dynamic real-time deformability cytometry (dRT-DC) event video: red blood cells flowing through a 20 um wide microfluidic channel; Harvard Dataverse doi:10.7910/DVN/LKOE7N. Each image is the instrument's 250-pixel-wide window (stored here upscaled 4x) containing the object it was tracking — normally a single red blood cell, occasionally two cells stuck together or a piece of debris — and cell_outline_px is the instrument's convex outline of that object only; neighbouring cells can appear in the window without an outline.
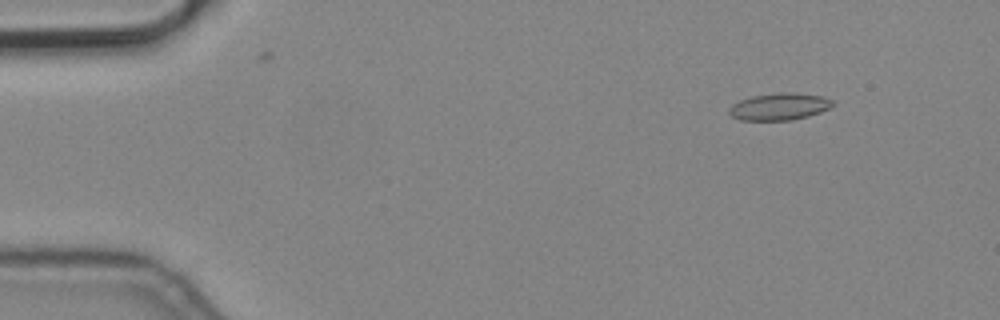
{"species": "common noctule bat (a hibernating species)", "species_latin": "Nyctalus noctula", "temperature_condition": "cold", "stored_images_in_passage": 6, "camera_frame_rate_fps": 3000, "um_per_image_px": 0.085, "animal": {"sex": "male", "body_mass_g": 19.2, "forearm_length_mm": 51.8}, "frame": {"image": 1, "passage_image": 2, "time_ms": 0.333, "image_size_px": [1000, 320], "cell_outline_px": [[836, 104], [832, 108], [808, 116], [792, 120], [740, 120], [732, 116], [728, 112], [728, 108], [732, 104], [740, 100], [752, 96], [780, 92], [796, 92], [824, 96], [832, 100]], "centroid_in_image_um": [66.29, 9.05], "position_along_channel_um": 18.7, "area_um2": 16.59}}
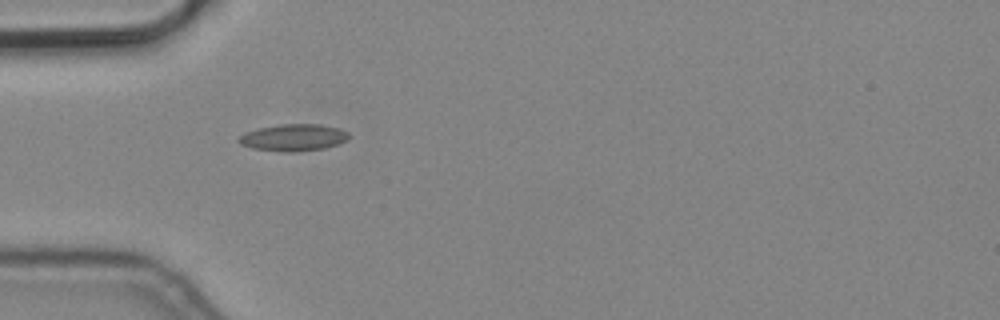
{"frame": {"image": 2, "passage_image": 5, "time_ms": 1.333, "image_size_px": [1000, 320], "cell_outline_px": [[348, 140], [324, 148], [292, 152], [280, 152], [252, 148], [240, 144], [236, 140], [244, 132], [260, 128], [280, 124], [320, 124], [340, 128], [348, 132]], "centroid_in_image_um": [24.92, 11.69], "position_along_channel_um": 60.1, "area_um2": 17.28}}
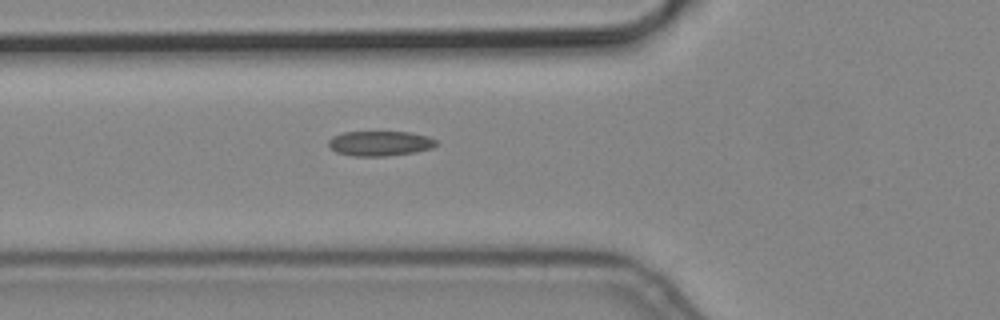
{"frame": {"image": 3, "passage_image": 6, "time_ms": 1.667, "image_size_px": [1000, 320], "cell_outline_px": [[436, 144], [432, 148], [416, 152], [384, 156], [352, 156], [336, 152], [328, 148], [328, 140], [332, 136], [344, 132], [408, 132], [428, 136], [436, 140]], "centroid_in_image_um": [32.25, 12.19], "position_along_channel_um": 93.5, "area_um2": 15.72}}